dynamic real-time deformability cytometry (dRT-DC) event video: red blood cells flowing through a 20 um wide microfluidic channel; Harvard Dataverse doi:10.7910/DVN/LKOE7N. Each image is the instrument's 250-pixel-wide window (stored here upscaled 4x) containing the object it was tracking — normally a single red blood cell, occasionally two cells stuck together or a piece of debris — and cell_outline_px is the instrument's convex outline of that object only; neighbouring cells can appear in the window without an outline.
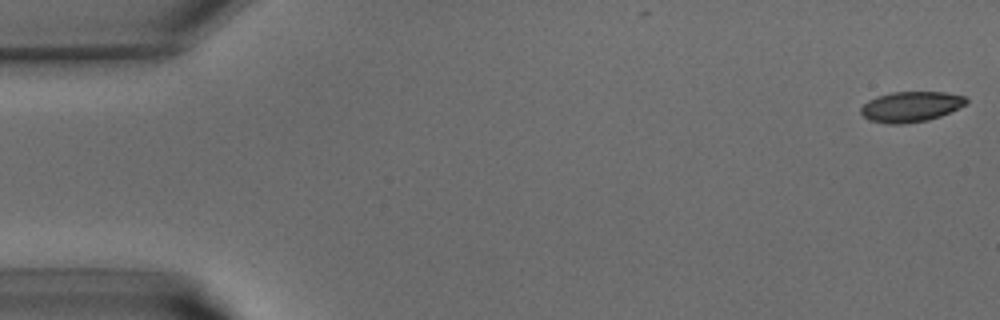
{"species": "common noctule bat (a hibernating species)", "species_latin": "Nyctalus noctula", "temperature_condition": "warm", "stored_images_in_passage": 7, "camera_frame_rate_fps": 3000, "um_per_image_px": 0.085, "animal": {"sex": "male", "body_mass_g": 15.6}, "frame": {"image": 1, "passage_image": 1, "time_ms": 0.0, "image_size_px": [1000, 320], "cell_outline_px": [[968, 104], [940, 116], [928, 120], [904, 124], [888, 124], [868, 120], [860, 112], [860, 108], [868, 100], [876, 96], [892, 92], [944, 92], [964, 96], [968, 100]], "centroid_in_image_um": [77.41, 9.07], "position_along_channel_um": 7.6, "area_um2": 18.79}}